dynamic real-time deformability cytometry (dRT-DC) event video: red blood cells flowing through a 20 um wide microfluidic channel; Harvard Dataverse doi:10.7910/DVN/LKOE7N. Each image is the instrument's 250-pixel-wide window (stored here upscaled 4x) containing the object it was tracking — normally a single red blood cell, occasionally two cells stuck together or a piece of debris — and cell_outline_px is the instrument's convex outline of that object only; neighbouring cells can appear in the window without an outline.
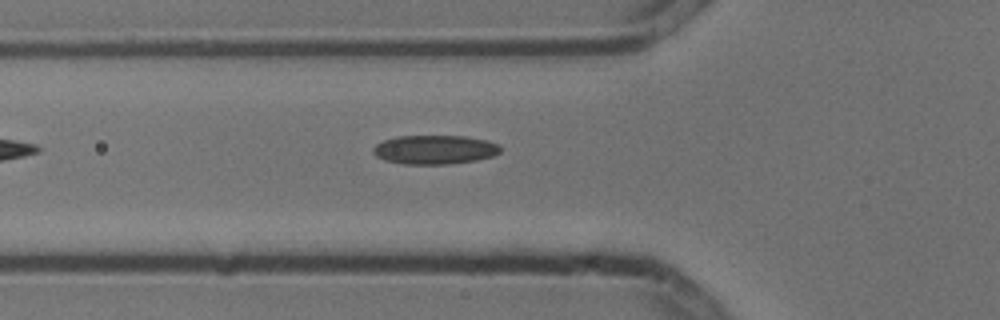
{"species": "common noctule bat (a hibernating species)", "species_latin": "Nyctalus noctula", "temperature_condition": "cold", "stored_images_in_passage": 5, "camera_frame_rate_fps": 3000, "um_per_image_px": 0.085, "animal": {"sex": "male", "body_mass_g": 13.3}, "frame": {"image": 1, "passage_image": 5, "time_ms": 1.333, "image_size_px": [1000, 320], "cell_outline_px": [[500, 152], [492, 156], [476, 160], [448, 164], [404, 164], [384, 160], [376, 156], [372, 152], [372, 148], [376, 144], [384, 140], [396, 136], [464, 136], [488, 140], [500, 144]], "centroid_in_image_um": [36.94, 12.71], "position_along_channel_um": 88.9, "area_um2": 21.62}}